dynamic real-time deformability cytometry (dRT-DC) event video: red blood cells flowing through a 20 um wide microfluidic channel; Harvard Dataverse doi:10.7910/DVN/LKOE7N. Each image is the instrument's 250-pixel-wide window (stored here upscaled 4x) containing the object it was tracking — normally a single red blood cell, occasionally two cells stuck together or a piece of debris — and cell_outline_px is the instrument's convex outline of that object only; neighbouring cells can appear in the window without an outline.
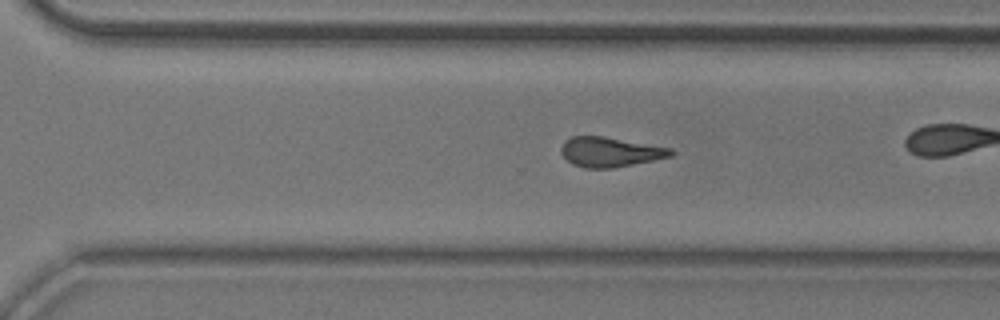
{"species": "common noctule bat (a hibernating species)", "species_latin": "Nyctalus noctula", "temperature_condition": "room temperature", "stored_images_in_passage": 39, "camera_frame_rate_fps": 3000, "um_per_image_px": 0.085, "animal": {"sex": "male", "body_mass_g": 20.5, "forearm_length_mm": 52.5}, "frame": {"image": 1, "passage_image": 34, "time_ms": 11.0, "image_size_px": [1000, 320], "cell_outline_px": [[676, 152], [672, 156], [612, 168], [584, 168], [572, 164], [560, 152], [560, 148], [564, 140], [572, 136], [604, 136], [672, 148]], "centroid_in_image_um": [51.84, 12.91], "position_along_channel_um": 318.8, "area_um2": 19.07}}